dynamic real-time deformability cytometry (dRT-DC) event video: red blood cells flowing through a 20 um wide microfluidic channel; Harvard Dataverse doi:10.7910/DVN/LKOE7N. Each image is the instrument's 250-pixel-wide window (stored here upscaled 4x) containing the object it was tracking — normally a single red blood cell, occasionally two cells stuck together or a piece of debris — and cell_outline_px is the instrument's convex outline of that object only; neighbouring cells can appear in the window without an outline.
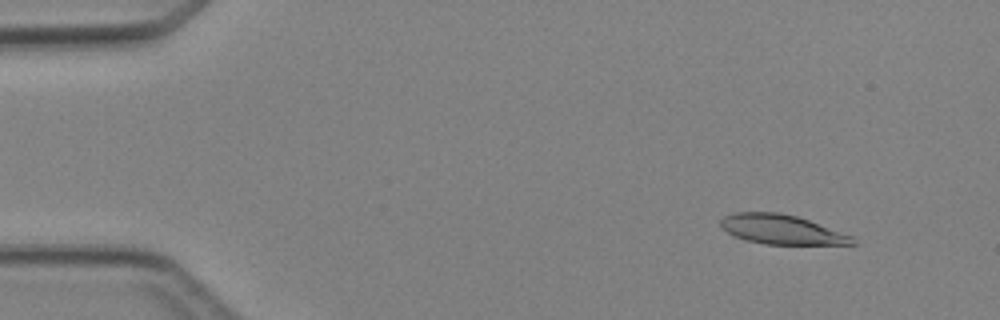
{"species": "Egyptian fruit bat (a non-hibernating species)", "species_latin": "Rousettus aegyptiacus", "temperature_condition": "cold", "stored_images_in_passage": 4, "camera_frame_rate_fps": 3000, "um_per_image_px": 0.085, "animal": {"sex": "female"}, "frame": {"image": 1, "passage_image": 1, "time_ms": 0.0, "image_size_px": [1000, 320], "cell_outline_px": [[856, 244], [764, 244], [744, 240], [720, 228], [720, 220], [724, 216], [736, 212], [776, 212], [796, 216], [808, 220], [852, 236], [856, 240]], "centroid_in_image_um": [66.39, 19.51], "position_along_channel_um": 18.6, "area_um2": 22.43}}
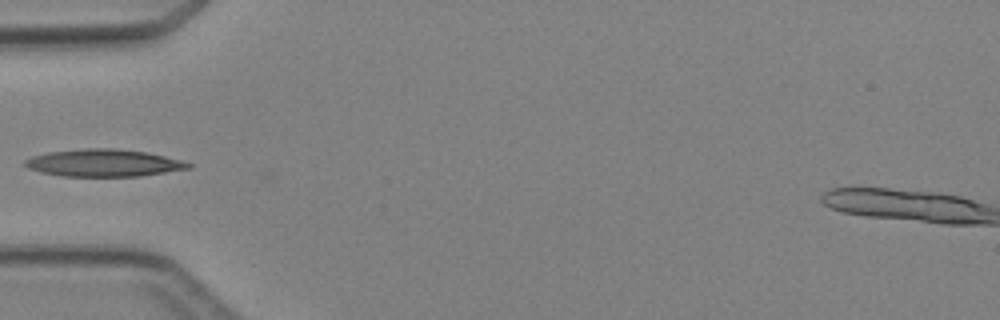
{"frame": {"image": 2, "passage_image": 4, "time_ms": 3.667, "image_size_px": [1000, 320], "cell_outline_px": [[192, 168], [140, 176], [60, 176], [28, 168], [24, 164], [24, 160], [32, 156], [48, 152], [88, 148], [112, 148], [144, 152], [164, 156], [180, 160], [192, 164]], "centroid_in_image_um": [8.81, 13.85], "position_along_channel_um": 76.2, "area_um2": 25.72}}